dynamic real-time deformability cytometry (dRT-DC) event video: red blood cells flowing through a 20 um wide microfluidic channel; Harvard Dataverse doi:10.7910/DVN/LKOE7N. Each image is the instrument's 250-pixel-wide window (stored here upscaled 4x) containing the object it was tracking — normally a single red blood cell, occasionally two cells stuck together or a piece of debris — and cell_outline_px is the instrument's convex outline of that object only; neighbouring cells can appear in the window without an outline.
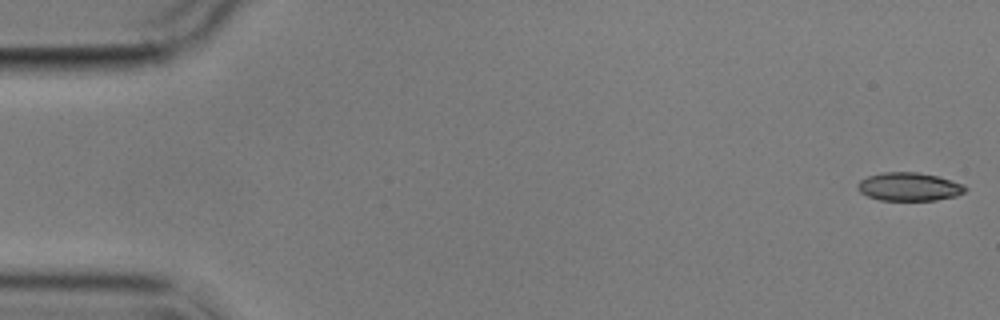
{"species": "common noctule bat (a hibernating species)", "species_latin": "Nyctalus noctula", "temperature_condition": "cold", "stored_images_in_passage": 6, "segment_of_instrument_passage": [1, 2], "camera_frame_rate_fps": 3000, "um_per_image_px": 0.085, "animal": {"sex": "male", "body_mass_g": 17.9}, "frame": {"image": 1, "passage_image": 1, "time_ms": 0.0, "image_size_px": [1000, 320], "cell_outline_px": [[968, 188], [964, 192], [956, 196], [936, 200], [880, 200], [868, 196], [860, 192], [856, 188], [856, 184], [860, 180], [868, 176], [880, 172], [920, 172], [936, 176], [964, 184]], "centroid_in_image_um": [77.25, 15.86], "position_along_channel_um": 7.7, "area_um2": 17.86}}